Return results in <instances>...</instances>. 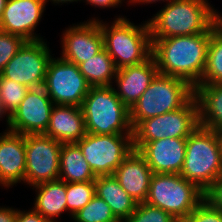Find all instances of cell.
Returning a JSON list of instances; mask_svg holds the SVG:
<instances>
[{
	"mask_svg": "<svg viewBox=\"0 0 222 222\" xmlns=\"http://www.w3.org/2000/svg\"><path fill=\"white\" fill-rule=\"evenodd\" d=\"M86 3L99 8L118 7L124 0H85Z\"/></svg>",
	"mask_w": 222,
	"mask_h": 222,
	"instance_id": "cell-36",
	"label": "cell"
},
{
	"mask_svg": "<svg viewBox=\"0 0 222 222\" xmlns=\"http://www.w3.org/2000/svg\"><path fill=\"white\" fill-rule=\"evenodd\" d=\"M211 31L212 26L195 35L151 38L159 74L183 79L195 88L206 67Z\"/></svg>",
	"mask_w": 222,
	"mask_h": 222,
	"instance_id": "cell-1",
	"label": "cell"
},
{
	"mask_svg": "<svg viewBox=\"0 0 222 222\" xmlns=\"http://www.w3.org/2000/svg\"><path fill=\"white\" fill-rule=\"evenodd\" d=\"M204 199L205 192L180 174L154 173L145 203L182 222Z\"/></svg>",
	"mask_w": 222,
	"mask_h": 222,
	"instance_id": "cell-7",
	"label": "cell"
},
{
	"mask_svg": "<svg viewBox=\"0 0 222 222\" xmlns=\"http://www.w3.org/2000/svg\"><path fill=\"white\" fill-rule=\"evenodd\" d=\"M95 196V183L89 182H74L66 183V204L67 212L70 217L88 204Z\"/></svg>",
	"mask_w": 222,
	"mask_h": 222,
	"instance_id": "cell-28",
	"label": "cell"
},
{
	"mask_svg": "<svg viewBox=\"0 0 222 222\" xmlns=\"http://www.w3.org/2000/svg\"><path fill=\"white\" fill-rule=\"evenodd\" d=\"M94 183L95 194L110 206L121 222L135 211L138 203L120 186L114 175L97 176Z\"/></svg>",
	"mask_w": 222,
	"mask_h": 222,
	"instance_id": "cell-22",
	"label": "cell"
},
{
	"mask_svg": "<svg viewBox=\"0 0 222 222\" xmlns=\"http://www.w3.org/2000/svg\"><path fill=\"white\" fill-rule=\"evenodd\" d=\"M96 178L79 146L76 143H62L58 179L74 183L94 181Z\"/></svg>",
	"mask_w": 222,
	"mask_h": 222,
	"instance_id": "cell-24",
	"label": "cell"
},
{
	"mask_svg": "<svg viewBox=\"0 0 222 222\" xmlns=\"http://www.w3.org/2000/svg\"><path fill=\"white\" fill-rule=\"evenodd\" d=\"M159 74L153 56L145 62L117 69L114 90L120 100L130 109Z\"/></svg>",
	"mask_w": 222,
	"mask_h": 222,
	"instance_id": "cell-17",
	"label": "cell"
},
{
	"mask_svg": "<svg viewBox=\"0 0 222 222\" xmlns=\"http://www.w3.org/2000/svg\"><path fill=\"white\" fill-rule=\"evenodd\" d=\"M0 133V186L25 183V135L5 130Z\"/></svg>",
	"mask_w": 222,
	"mask_h": 222,
	"instance_id": "cell-18",
	"label": "cell"
},
{
	"mask_svg": "<svg viewBox=\"0 0 222 222\" xmlns=\"http://www.w3.org/2000/svg\"><path fill=\"white\" fill-rule=\"evenodd\" d=\"M222 84V16L212 25L206 67L198 85Z\"/></svg>",
	"mask_w": 222,
	"mask_h": 222,
	"instance_id": "cell-26",
	"label": "cell"
},
{
	"mask_svg": "<svg viewBox=\"0 0 222 222\" xmlns=\"http://www.w3.org/2000/svg\"><path fill=\"white\" fill-rule=\"evenodd\" d=\"M219 138H220L221 145H222V130L219 132Z\"/></svg>",
	"mask_w": 222,
	"mask_h": 222,
	"instance_id": "cell-41",
	"label": "cell"
},
{
	"mask_svg": "<svg viewBox=\"0 0 222 222\" xmlns=\"http://www.w3.org/2000/svg\"><path fill=\"white\" fill-rule=\"evenodd\" d=\"M194 96L198 104L199 126L222 130V84L197 85Z\"/></svg>",
	"mask_w": 222,
	"mask_h": 222,
	"instance_id": "cell-21",
	"label": "cell"
},
{
	"mask_svg": "<svg viewBox=\"0 0 222 222\" xmlns=\"http://www.w3.org/2000/svg\"><path fill=\"white\" fill-rule=\"evenodd\" d=\"M53 106L44 87L29 88L20 106L9 116L7 130L23 135L45 133Z\"/></svg>",
	"mask_w": 222,
	"mask_h": 222,
	"instance_id": "cell-13",
	"label": "cell"
},
{
	"mask_svg": "<svg viewBox=\"0 0 222 222\" xmlns=\"http://www.w3.org/2000/svg\"><path fill=\"white\" fill-rule=\"evenodd\" d=\"M29 88L0 74V100L4 110L10 116L25 98Z\"/></svg>",
	"mask_w": 222,
	"mask_h": 222,
	"instance_id": "cell-29",
	"label": "cell"
},
{
	"mask_svg": "<svg viewBox=\"0 0 222 222\" xmlns=\"http://www.w3.org/2000/svg\"><path fill=\"white\" fill-rule=\"evenodd\" d=\"M17 218V209L12 207H0V222H15Z\"/></svg>",
	"mask_w": 222,
	"mask_h": 222,
	"instance_id": "cell-35",
	"label": "cell"
},
{
	"mask_svg": "<svg viewBox=\"0 0 222 222\" xmlns=\"http://www.w3.org/2000/svg\"><path fill=\"white\" fill-rule=\"evenodd\" d=\"M145 158L133 150L115 170L114 176L120 186L139 204L144 203L153 175Z\"/></svg>",
	"mask_w": 222,
	"mask_h": 222,
	"instance_id": "cell-19",
	"label": "cell"
},
{
	"mask_svg": "<svg viewBox=\"0 0 222 222\" xmlns=\"http://www.w3.org/2000/svg\"><path fill=\"white\" fill-rule=\"evenodd\" d=\"M15 222H51L49 219L43 217L34 208L31 211H21L17 209V218Z\"/></svg>",
	"mask_w": 222,
	"mask_h": 222,
	"instance_id": "cell-34",
	"label": "cell"
},
{
	"mask_svg": "<svg viewBox=\"0 0 222 222\" xmlns=\"http://www.w3.org/2000/svg\"><path fill=\"white\" fill-rule=\"evenodd\" d=\"M81 74L91 86H113L117 68L108 52L98 54L78 65Z\"/></svg>",
	"mask_w": 222,
	"mask_h": 222,
	"instance_id": "cell-25",
	"label": "cell"
},
{
	"mask_svg": "<svg viewBox=\"0 0 222 222\" xmlns=\"http://www.w3.org/2000/svg\"><path fill=\"white\" fill-rule=\"evenodd\" d=\"M25 42L20 36L0 30V73Z\"/></svg>",
	"mask_w": 222,
	"mask_h": 222,
	"instance_id": "cell-31",
	"label": "cell"
},
{
	"mask_svg": "<svg viewBox=\"0 0 222 222\" xmlns=\"http://www.w3.org/2000/svg\"><path fill=\"white\" fill-rule=\"evenodd\" d=\"M43 87L54 105L81 107L91 85L76 64L51 57Z\"/></svg>",
	"mask_w": 222,
	"mask_h": 222,
	"instance_id": "cell-10",
	"label": "cell"
},
{
	"mask_svg": "<svg viewBox=\"0 0 222 222\" xmlns=\"http://www.w3.org/2000/svg\"><path fill=\"white\" fill-rule=\"evenodd\" d=\"M205 199L222 211V175L205 192Z\"/></svg>",
	"mask_w": 222,
	"mask_h": 222,
	"instance_id": "cell-33",
	"label": "cell"
},
{
	"mask_svg": "<svg viewBox=\"0 0 222 222\" xmlns=\"http://www.w3.org/2000/svg\"><path fill=\"white\" fill-rule=\"evenodd\" d=\"M74 25L63 32L61 58L78 66L104 49V39L97 18Z\"/></svg>",
	"mask_w": 222,
	"mask_h": 222,
	"instance_id": "cell-14",
	"label": "cell"
},
{
	"mask_svg": "<svg viewBox=\"0 0 222 222\" xmlns=\"http://www.w3.org/2000/svg\"><path fill=\"white\" fill-rule=\"evenodd\" d=\"M158 1H163V2L166 1V2H169V1H171V0H129V1H128V2H129L128 4H130V3L132 4V3H133V5H134V3H135V4H136V3H137V4L139 3V4H142V5H143V4H145V3H146V4H148V3L151 4V3H153V2L156 3V2H158Z\"/></svg>",
	"mask_w": 222,
	"mask_h": 222,
	"instance_id": "cell-37",
	"label": "cell"
},
{
	"mask_svg": "<svg viewBox=\"0 0 222 222\" xmlns=\"http://www.w3.org/2000/svg\"><path fill=\"white\" fill-rule=\"evenodd\" d=\"M199 127L198 104L193 96L183 107L139 122L132 133L133 149L165 138L187 139Z\"/></svg>",
	"mask_w": 222,
	"mask_h": 222,
	"instance_id": "cell-8",
	"label": "cell"
},
{
	"mask_svg": "<svg viewBox=\"0 0 222 222\" xmlns=\"http://www.w3.org/2000/svg\"><path fill=\"white\" fill-rule=\"evenodd\" d=\"M6 3H7V0H0V19L2 17Z\"/></svg>",
	"mask_w": 222,
	"mask_h": 222,
	"instance_id": "cell-40",
	"label": "cell"
},
{
	"mask_svg": "<svg viewBox=\"0 0 222 222\" xmlns=\"http://www.w3.org/2000/svg\"><path fill=\"white\" fill-rule=\"evenodd\" d=\"M124 222H179L168 212L151 206L147 203H139L135 211Z\"/></svg>",
	"mask_w": 222,
	"mask_h": 222,
	"instance_id": "cell-30",
	"label": "cell"
},
{
	"mask_svg": "<svg viewBox=\"0 0 222 222\" xmlns=\"http://www.w3.org/2000/svg\"><path fill=\"white\" fill-rule=\"evenodd\" d=\"M62 143L41 134L25 135V183L30 186L59 178Z\"/></svg>",
	"mask_w": 222,
	"mask_h": 222,
	"instance_id": "cell-11",
	"label": "cell"
},
{
	"mask_svg": "<svg viewBox=\"0 0 222 222\" xmlns=\"http://www.w3.org/2000/svg\"><path fill=\"white\" fill-rule=\"evenodd\" d=\"M76 144L96 176L113 175L134 150L132 135L123 134L86 133Z\"/></svg>",
	"mask_w": 222,
	"mask_h": 222,
	"instance_id": "cell-9",
	"label": "cell"
},
{
	"mask_svg": "<svg viewBox=\"0 0 222 222\" xmlns=\"http://www.w3.org/2000/svg\"><path fill=\"white\" fill-rule=\"evenodd\" d=\"M182 222H222V211L204 199Z\"/></svg>",
	"mask_w": 222,
	"mask_h": 222,
	"instance_id": "cell-32",
	"label": "cell"
},
{
	"mask_svg": "<svg viewBox=\"0 0 222 222\" xmlns=\"http://www.w3.org/2000/svg\"><path fill=\"white\" fill-rule=\"evenodd\" d=\"M187 139L165 138L146 142L138 152L145 158L153 173L180 174Z\"/></svg>",
	"mask_w": 222,
	"mask_h": 222,
	"instance_id": "cell-16",
	"label": "cell"
},
{
	"mask_svg": "<svg viewBox=\"0 0 222 222\" xmlns=\"http://www.w3.org/2000/svg\"><path fill=\"white\" fill-rule=\"evenodd\" d=\"M75 222H121L110 206L96 194L92 200L72 216Z\"/></svg>",
	"mask_w": 222,
	"mask_h": 222,
	"instance_id": "cell-27",
	"label": "cell"
},
{
	"mask_svg": "<svg viewBox=\"0 0 222 222\" xmlns=\"http://www.w3.org/2000/svg\"><path fill=\"white\" fill-rule=\"evenodd\" d=\"M6 115V122H7V126H9V115L7 114V112L4 110L1 100H0V120L1 118H3Z\"/></svg>",
	"mask_w": 222,
	"mask_h": 222,
	"instance_id": "cell-38",
	"label": "cell"
},
{
	"mask_svg": "<svg viewBox=\"0 0 222 222\" xmlns=\"http://www.w3.org/2000/svg\"><path fill=\"white\" fill-rule=\"evenodd\" d=\"M193 96L194 87L187 81L158 74L130 108L132 128L143 120L183 107Z\"/></svg>",
	"mask_w": 222,
	"mask_h": 222,
	"instance_id": "cell-6",
	"label": "cell"
},
{
	"mask_svg": "<svg viewBox=\"0 0 222 222\" xmlns=\"http://www.w3.org/2000/svg\"><path fill=\"white\" fill-rule=\"evenodd\" d=\"M104 49L117 69L138 65L152 56V41L148 21L134 25L126 17L118 16L113 23L99 21ZM110 25V26H109Z\"/></svg>",
	"mask_w": 222,
	"mask_h": 222,
	"instance_id": "cell-4",
	"label": "cell"
},
{
	"mask_svg": "<svg viewBox=\"0 0 222 222\" xmlns=\"http://www.w3.org/2000/svg\"><path fill=\"white\" fill-rule=\"evenodd\" d=\"M180 175L203 192L222 175V145L218 131L199 126L187 138Z\"/></svg>",
	"mask_w": 222,
	"mask_h": 222,
	"instance_id": "cell-3",
	"label": "cell"
},
{
	"mask_svg": "<svg viewBox=\"0 0 222 222\" xmlns=\"http://www.w3.org/2000/svg\"><path fill=\"white\" fill-rule=\"evenodd\" d=\"M45 135L61 143H76L86 135L82 108L75 105H54Z\"/></svg>",
	"mask_w": 222,
	"mask_h": 222,
	"instance_id": "cell-20",
	"label": "cell"
},
{
	"mask_svg": "<svg viewBox=\"0 0 222 222\" xmlns=\"http://www.w3.org/2000/svg\"><path fill=\"white\" fill-rule=\"evenodd\" d=\"M34 188L37 196L33 208L51 222H57L55 219L67 211L66 182L60 179L46 181L34 185Z\"/></svg>",
	"mask_w": 222,
	"mask_h": 222,
	"instance_id": "cell-23",
	"label": "cell"
},
{
	"mask_svg": "<svg viewBox=\"0 0 222 222\" xmlns=\"http://www.w3.org/2000/svg\"><path fill=\"white\" fill-rule=\"evenodd\" d=\"M46 0H7L0 30L22 37L26 41L42 40L34 31L43 16Z\"/></svg>",
	"mask_w": 222,
	"mask_h": 222,
	"instance_id": "cell-15",
	"label": "cell"
},
{
	"mask_svg": "<svg viewBox=\"0 0 222 222\" xmlns=\"http://www.w3.org/2000/svg\"><path fill=\"white\" fill-rule=\"evenodd\" d=\"M221 15L208 0H171L147 21L151 38H170L204 33Z\"/></svg>",
	"mask_w": 222,
	"mask_h": 222,
	"instance_id": "cell-2",
	"label": "cell"
},
{
	"mask_svg": "<svg viewBox=\"0 0 222 222\" xmlns=\"http://www.w3.org/2000/svg\"><path fill=\"white\" fill-rule=\"evenodd\" d=\"M50 52L43 39L26 41L0 74L28 88L43 87Z\"/></svg>",
	"mask_w": 222,
	"mask_h": 222,
	"instance_id": "cell-12",
	"label": "cell"
},
{
	"mask_svg": "<svg viewBox=\"0 0 222 222\" xmlns=\"http://www.w3.org/2000/svg\"><path fill=\"white\" fill-rule=\"evenodd\" d=\"M52 1L55 5L56 3L59 5L60 3L62 4H66V3H72V2H78V1H82V0H46V2Z\"/></svg>",
	"mask_w": 222,
	"mask_h": 222,
	"instance_id": "cell-39",
	"label": "cell"
},
{
	"mask_svg": "<svg viewBox=\"0 0 222 222\" xmlns=\"http://www.w3.org/2000/svg\"><path fill=\"white\" fill-rule=\"evenodd\" d=\"M86 133L132 135L130 109L112 86H91L82 103Z\"/></svg>",
	"mask_w": 222,
	"mask_h": 222,
	"instance_id": "cell-5",
	"label": "cell"
}]
</instances>
